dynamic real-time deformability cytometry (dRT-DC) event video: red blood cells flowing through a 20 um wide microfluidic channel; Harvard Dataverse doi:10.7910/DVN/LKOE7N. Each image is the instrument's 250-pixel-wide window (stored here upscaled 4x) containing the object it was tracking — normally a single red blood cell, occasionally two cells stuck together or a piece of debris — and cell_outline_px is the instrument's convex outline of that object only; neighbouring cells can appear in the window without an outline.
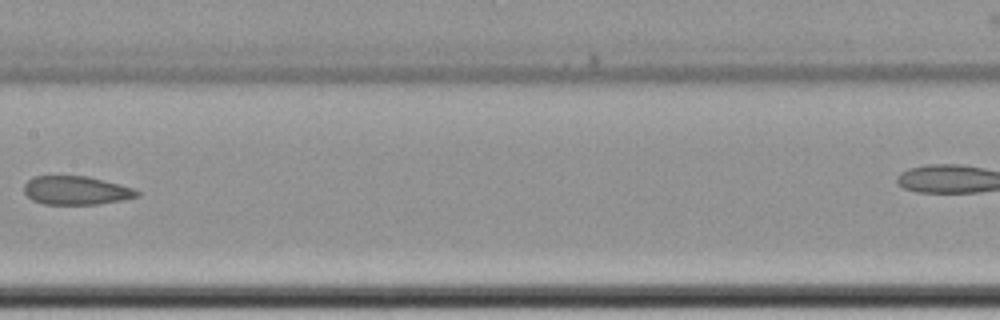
{"species": "common noctule bat (a hibernating species)", "species_latin": "Nyctalus noctula", "temperature_condition": "cold", "stored_images_in_passage": 11, "camera_frame_rate_fps": 3000, "um_per_image_px": 0.085, "animal": {"sex": "female", "body_mass_g": 22.7, "forearm_length_mm": 54.2}, "frame": {"image": 1, "passage_image": 10, "time_ms": 12.0, "image_size_px": [1000, 320], "cell_outline_px": [[140, 196], [124, 200], [96, 204], [44, 204], [32, 200], [24, 192], [24, 184], [32, 176], [88, 176], [136, 188], [140, 192]], "centroid_in_image_um": [6.5, 16.18], "position_along_channel_um": 200.9, "area_um2": 19.02}}